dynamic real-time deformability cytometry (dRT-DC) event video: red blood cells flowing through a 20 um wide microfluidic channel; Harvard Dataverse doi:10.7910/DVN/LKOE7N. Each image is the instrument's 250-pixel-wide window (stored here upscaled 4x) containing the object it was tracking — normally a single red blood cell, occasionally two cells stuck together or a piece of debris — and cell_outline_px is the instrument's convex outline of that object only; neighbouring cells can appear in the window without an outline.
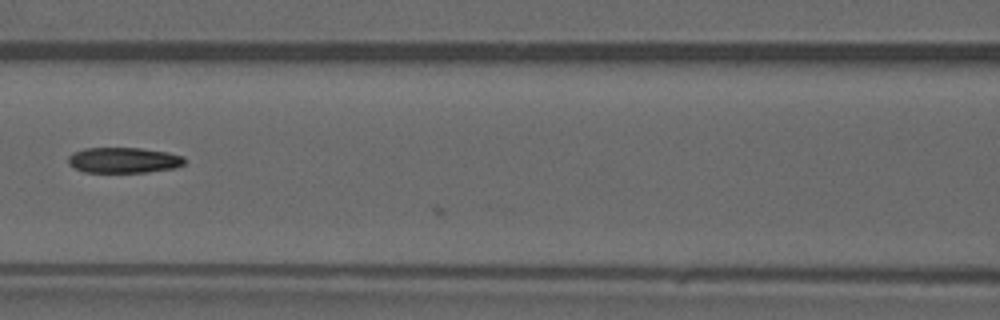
{"species": "common noctule bat (a hibernating species)", "species_latin": "Nyctalus noctula", "temperature_condition": "warm", "stored_images_in_passage": 7, "camera_frame_rate_fps": 3000, "um_per_image_px": 0.085, "animal": {"sex": "male", "forearm_length_mm": 52.5}, "frame": {"image": 1, "passage_image": 5, "time_ms": 1.333, "image_size_px": [1000, 320], "cell_outline_px": [[184, 164], [176, 168], [148, 172], [84, 172], [68, 164], [68, 156], [72, 152], [84, 148], [140, 148], [168, 152], [184, 156]], "centroid_in_image_um": [10.51, 13.61], "position_along_channel_um": 156.1, "area_um2": 17.46}}